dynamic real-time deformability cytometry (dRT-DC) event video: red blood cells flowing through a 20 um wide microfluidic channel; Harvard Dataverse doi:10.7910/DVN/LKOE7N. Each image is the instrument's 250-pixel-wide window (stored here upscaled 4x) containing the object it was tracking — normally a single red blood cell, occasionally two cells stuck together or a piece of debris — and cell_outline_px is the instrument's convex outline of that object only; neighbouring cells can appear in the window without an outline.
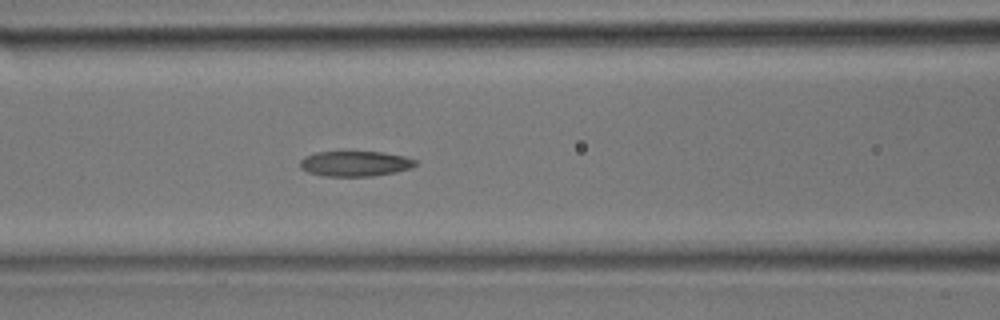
{"species": "common noctule bat (a hibernating species)", "species_latin": "Nyctalus noctula", "temperature_condition": "room temperature", "stored_images_in_passage": 27, "camera_frame_rate_fps": 3000, "um_per_image_px": 0.085, "animal": {"sex": "male", "body_mass_g": 17.9}, "frame": {"image": 1, "passage_image": 8, "time_ms": 2.333, "image_size_px": [1000, 320], "cell_outline_px": [[416, 164], [412, 168], [396, 172], [372, 176], [324, 176], [308, 172], [300, 168], [300, 160], [304, 156], [316, 152], [384, 152], [404, 156], [416, 160]], "centroid_in_image_um": [30.18, 13.91], "position_along_channel_um": 136.4, "area_um2": 17.05}}
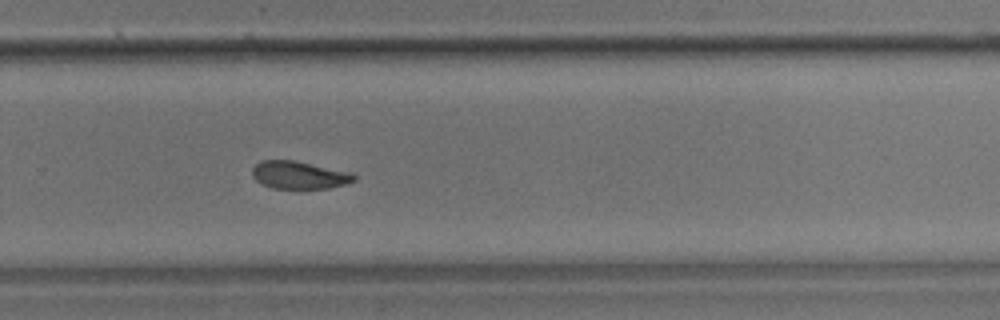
{"frame": {"image": 2, "passage_image": 16, "time_ms": 5.0, "image_size_px": [1000, 320], "cell_outline_px": [[356, 180], [344, 184], [328, 188], [272, 188], [260, 184], [252, 176], [252, 168], [260, 160], [292, 160], [352, 172], [356, 176]], "centroid_in_image_um": [25.4, 14.87], "position_along_channel_um": 304.4, "area_um2": 16.42}}